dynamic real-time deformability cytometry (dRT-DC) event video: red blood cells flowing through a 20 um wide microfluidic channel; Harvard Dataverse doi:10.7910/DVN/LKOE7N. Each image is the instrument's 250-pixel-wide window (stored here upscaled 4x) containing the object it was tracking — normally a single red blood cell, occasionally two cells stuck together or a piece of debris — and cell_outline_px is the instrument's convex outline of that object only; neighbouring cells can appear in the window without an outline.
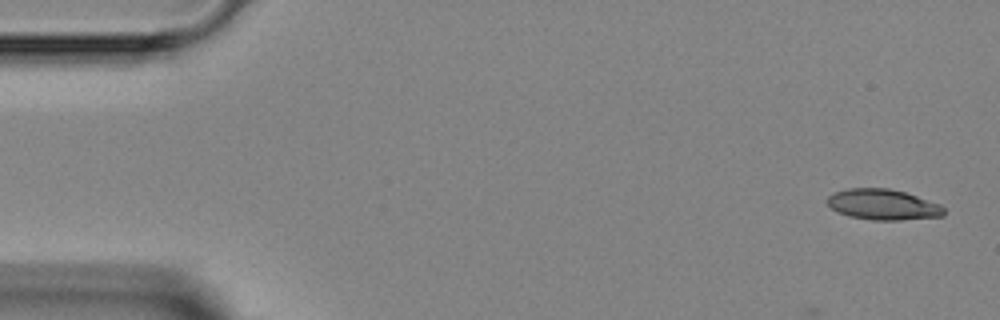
{"species": "Egyptian fruit bat (a non-hibernating species)", "species_latin": "Rousettus aegyptiacus", "temperature_condition": "room temperature", "stored_images_in_passage": 4, "segment_of_instrument_passage": [2, 2], "camera_frame_rate_fps": 3000, "um_per_image_px": 0.085, "animal": {"sex": "female"}, "frame": {"image": 1, "passage_image": 4, "time_ms": 3.667, "image_size_px": [1000, 320], "cell_outline_px": [[944, 216], [900, 220], [872, 220], [848, 216], [836, 212], [824, 200], [828, 196], [836, 192], [848, 188], [888, 188], [904, 192], [940, 204], [944, 208]], "centroid_in_image_um": [75.02, 17.39], "position_along_channel_um": 10.0, "area_um2": 20.87}}